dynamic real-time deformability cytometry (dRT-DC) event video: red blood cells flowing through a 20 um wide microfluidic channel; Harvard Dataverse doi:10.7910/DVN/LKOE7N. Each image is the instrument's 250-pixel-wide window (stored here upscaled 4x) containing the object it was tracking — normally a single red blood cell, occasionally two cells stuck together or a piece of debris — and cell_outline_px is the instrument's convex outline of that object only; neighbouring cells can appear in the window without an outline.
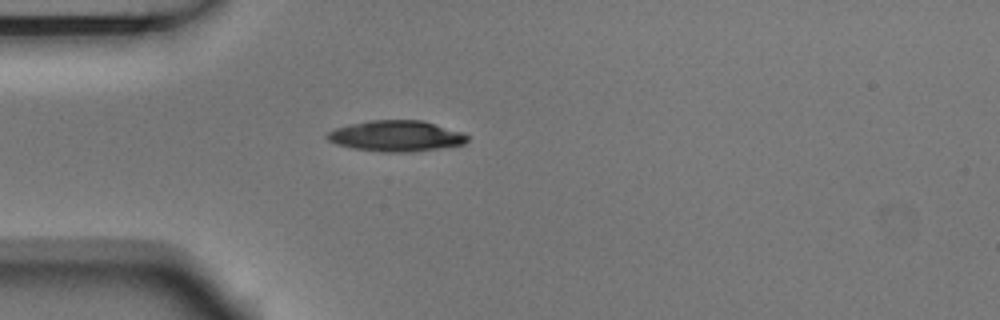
{"species": "Egyptian fruit bat (a non-hibernating species)", "species_latin": "Rousettus aegyptiacus", "temperature_condition": "room temperature", "stored_images_in_passage": 1, "camera_frame_rate_fps": 3000, "um_per_image_px": 0.085, "animal": {"sex": "male"}, "frame": {"image": 1, "passage_image": 1, "time_ms": 0.0, "image_size_px": [1000, 320], "cell_outline_px": [[468, 140], [464, 144], [408, 152], [380, 152], [352, 148], [336, 144], [328, 140], [324, 136], [328, 132], [336, 128], [348, 124], [372, 120], [420, 120], [464, 132], [468, 136]], "centroid_in_image_um": [33.64, 11.56], "position_along_channel_um": 51.4, "area_um2": 25.14}}